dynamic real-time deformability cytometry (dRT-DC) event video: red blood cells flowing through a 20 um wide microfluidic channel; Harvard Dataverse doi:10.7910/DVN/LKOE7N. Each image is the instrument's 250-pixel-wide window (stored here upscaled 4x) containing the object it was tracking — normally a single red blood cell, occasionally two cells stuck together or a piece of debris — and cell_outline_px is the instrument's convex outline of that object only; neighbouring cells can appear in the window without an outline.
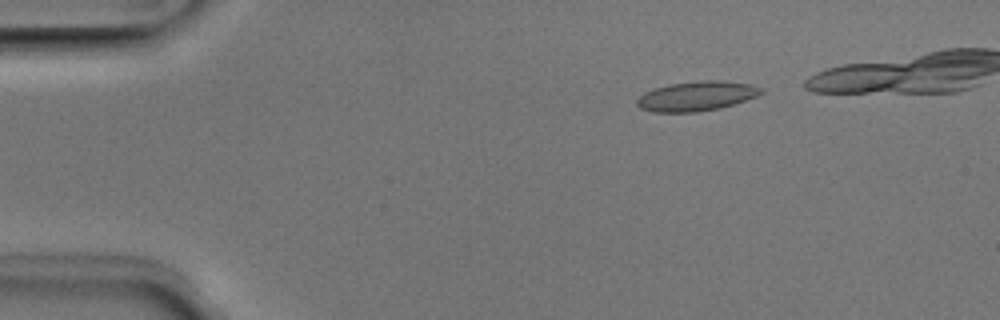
{"species": "Egyptian fruit bat (a non-hibernating species)", "species_latin": "Rousettus aegyptiacus", "temperature_condition": "room temperature", "stored_images_in_passage": 38, "camera_frame_rate_fps": 3000, "um_per_image_px": 0.085, "animal": {"sex": "male"}, "frame": {"image": 1, "passage_image": 4, "time_ms": 1.0, "image_size_px": [1000, 320], "cell_outline_px": [[764, 92], [756, 96], [720, 108], [696, 112], [652, 112], [640, 108], [636, 104], [636, 100], [644, 92], [668, 84], [700, 80], [720, 80], [748, 84], [764, 88]], "centroid_in_image_um": [59.18, 8.16], "position_along_channel_um": 25.8, "area_um2": 21.39}}
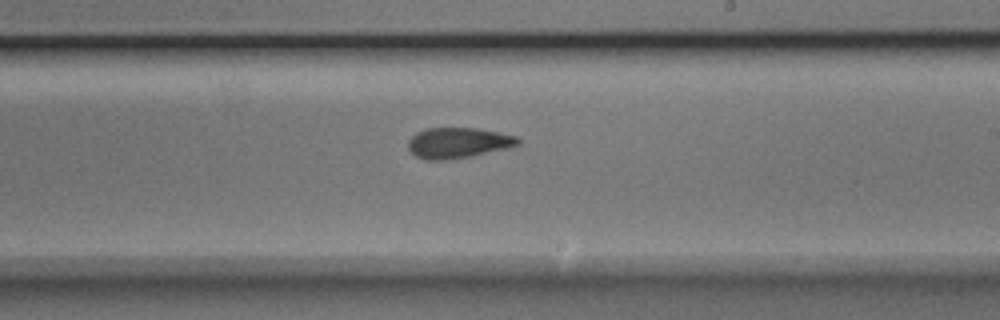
{"frame": {"image": 2, "passage_image": 26, "time_ms": 8.333, "image_size_px": [1000, 320], "cell_outline_px": [[520, 144], [508, 148], [468, 156], [444, 160], [424, 160], [416, 156], [408, 148], [408, 140], [416, 132], [428, 128], [476, 128], [500, 132], [516, 136], [520, 140]], "centroid_in_image_um": [38.93, 12.13], "position_along_channel_um": 250.1, "area_um2": 19.48}}
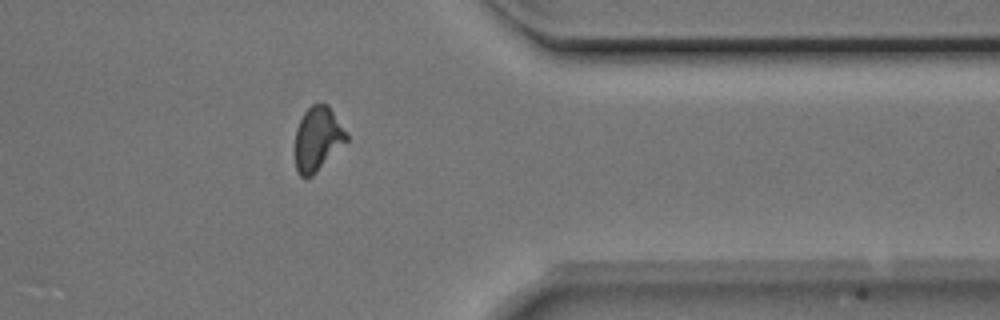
{"frame": {"image": 3, "passage_image": 37, "time_ms": 12.0, "image_size_px": [1000, 320], "cell_outline_px": [[348, 140], [312, 176], [300, 176], [296, 168], [296, 128], [304, 112], [312, 104], [328, 104], [348, 136]], "centroid_in_image_um": [26.99, 11.79], "position_along_channel_um": 384.4, "area_um2": 18.79}}